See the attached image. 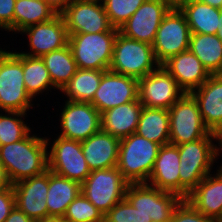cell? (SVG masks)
<instances>
[{
	"label": "cell",
	"instance_id": "cell-1",
	"mask_svg": "<svg viewBox=\"0 0 222 222\" xmlns=\"http://www.w3.org/2000/svg\"><path fill=\"white\" fill-rule=\"evenodd\" d=\"M48 141L29 133L22 140L0 146V163L11 185L48 170Z\"/></svg>",
	"mask_w": 222,
	"mask_h": 222
},
{
	"label": "cell",
	"instance_id": "cell-2",
	"mask_svg": "<svg viewBox=\"0 0 222 222\" xmlns=\"http://www.w3.org/2000/svg\"><path fill=\"white\" fill-rule=\"evenodd\" d=\"M212 139L217 141L218 135L211 132L197 141L178 145L181 198L186 199L190 192L210 174L214 160L216 161L221 153Z\"/></svg>",
	"mask_w": 222,
	"mask_h": 222
},
{
	"label": "cell",
	"instance_id": "cell-3",
	"mask_svg": "<svg viewBox=\"0 0 222 222\" xmlns=\"http://www.w3.org/2000/svg\"><path fill=\"white\" fill-rule=\"evenodd\" d=\"M125 199L134 207L135 222H171L174 210L183 200L147 183H129Z\"/></svg>",
	"mask_w": 222,
	"mask_h": 222
},
{
	"label": "cell",
	"instance_id": "cell-4",
	"mask_svg": "<svg viewBox=\"0 0 222 222\" xmlns=\"http://www.w3.org/2000/svg\"><path fill=\"white\" fill-rule=\"evenodd\" d=\"M161 146L137 133L120 139L117 168L128 183H147Z\"/></svg>",
	"mask_w": 222,
	"mask_h": 222
},
{
	"label": "cell",
	"instance_id": "cell-5",
	"mask_svg": "<svg viewBox=\"0 0 222 222\" xmlns=\"http://www.w3.org/2000/svg\"><path fill=\"white\" fill-rule=\"evenodd\" d=\"M160 66L152 45L125 37L118 31L114 42L110 71L140 79Z\"/></svg>",
	"mask_w": 222,
	"mask_h": 222
},
{
	"label": "cell",
	"instance_id": "cell-6",
	"mask_svg": "<svg viewBox=\"0 0 222 222\" xmlns=\"http://www.w3.org/2000/svg\"><path fill=\"white\" fill-rule=\"evenodd\" d=\"M26 91L23 54L0 48V107L6 111L26 113L33 104Z\"/></svg>",
	"mask_w": 222,
	"mask_h": 222
},
{
	"label": "cell",
	"instance_id": "cell-7",
	"mask_svg": "<svg viewBox=\"0 0 222 222\" xmlns=\"http://www.w3.org/2000/svg\"><path fill=\"white\" fill-rule=\"evenodd\" d=\"M118 31L77 33L68 37L78 69L109 70Z\"/></svg>",
	"mask_w": 222,
	"mask_h": 222
},
{
	"label": "cell",
	"instance_id": "cell-8",
	"mask_svg": "<svg viewBox=\"0 0 222 222\" xmlns=\"http://www.w3.org/2000/svg\"><path fill=\"white\" fill-rule=\"evenodd\" d=\"M128 184L117 167L93 170L81 184V193L104 215L125 198Z\"/></svg>",
	"mask_w": 222,
	"mask_h": 222
},
{
	"label": "cell",
	"instance_id": "cell-9",
	"mask_svg": "<svg viewBox=\"0 0 222 222\" xmlns=\"http://www.w3.org/2000/svg\"><path fill=\"white\" fill-rule=\"evenodd\" d=\"M168 111L170 144L178 146L194 142L211 133L203 122L197 101L190 93H184Z\"/></svg>",
	"mask_w": 222,
	"mask_h": 222
},
{
	"label": "cell",
	"instance_id": "cell-10",
	"mask_svg": "<svg viewBox=\"0 0 222 222\" xmlns=\"http://www.w3.org/2000/svg\"><path fill=\"white\" fill-rule=\"evenodd\" d=\"M190 29L185 15L171 8L157 30L152 48L156 60L162 65L170 57L189 50Z\"/></svg>",
	"mask_w": 222,
	"mask_h": 222
},
{
	"label": "cell",
	"instance_id": "cell-11",
	"mask_svg": "<svg viewBox=\"0 0 222 222\" xmlns=\"http://www.w3.org/2000/svg\"><path fill=\"white\" fill-rule=\"evenodd\" d=\"M57 137L48 151V169L59 176L82 184L91 170L85 160L81 142Z\"/></svg>",
	"mask_w": 222,
	"mask_h": 222
},
{
	"label": "cell",
	"instance_id": "cell-12",
	"mask_svg": "<svg viewBox=\"0 0 222 222\" xmlns=\"http://www.w3.org/2000/svg\"><path fill=\"white\" fill-rule=\"evenodd\" d=\"M184 93L162 65L157 70L138 79V99L142 106L168 110Z\"/></svg>",
	"mask_w": 222,
	"mask_h": 222
},
{
	"label": "cell",
	"instance_id": "cell-13",
	"mask_svg": "<svg viewBox=\"0 0 222 222\" xmlns=\"http://www.w3.org/2000/svg\"><path fill=\"white\" fill-rule=\"evenodd\" d=\"M60 15L64 19L68 36L77 33L119 31L111 25L101 2L73 0Z\"/></svg>",
	"mask_w": 222,
	"mask_h": 222
},
{
	"label": "cell",
	"instance_id": "cell-14",
	"mask_svg": "<svg viewBox=\"0 0 222 222\" xmlns=\"http://www.w3.org/2000/svg\"><path fill=\"white\" fill-rule=\"evenodd\" d=\"M61 112L63 138L82 142L101 130V113L91 103L66 100Z\"/></svg>",
	"mask_w": 222,
	"mask_h": 222
},
{
	"label": "cell",
	"instance_id": "cell-15",
	"mask_svg": "<svg viewBox=\"0 0 222 222\" xmlns=\"http://www.w3.org/2000/svg\"><path fill=\"white\" fill-rule=\"evenodd\" d=\"M170 9L164 0H145L119 28V32L125 37L152 45L160 23Z\"/></svg>",
	"mask_w": 222,
	"mask_h": 222
},
{
	"label": "cell",
	"instance_id": "cell-16",
	"mask_svg": "<svg viewBox=\"0 0 222 222\" xmlns=\"http://www.w3.org/2000/svg\"><path fill=\"white\" fill-rule=\"evenodd\" d=\"M137 99L138 79L107 70L102 75L91 104L103 113L110 108Z\"/></svg>",
	"mask_w": 222,
	"mask_h": 222
},
{
	"label": "cell",
	"instance_id": "cell-17",
	"mask_svg": "<svg viewBox=\"0 0 222 222\" xmlns=\"http://www.w3.org/2000/svg\"><path fill=\"white\" fill-rule=\"evenodd\" d=\"M15 205L35 222L48 220V170L12 185Z\"/></svg>",
	"mask_w": 222,
	"mask_h": 222
},
{
	"label": "cell",
	"instance_id": "cell-18",
	"mask_svg": "<svg viewBox=\"0 0 222 222\" xmlns=\"http://www.w3.org/2000/svg\"><path fill=\"white\" fill-rule=\"evenodd\" d=\"M21 34L29 38V53L21 54L30 57H42L49 52L61 49L68 44V33L63 17L57 14L53 19L26 27Z\"/></svg>",
	"mask_w": 222,
	"mask_h": 222
},
{
	"label": "cell",
	"instance_id": "cell-19",
	"mask_svg": "<svg viewBox=\"0 0 222 222\" xmlns=\"http://www.w3.org/2000/svg\"><path fill=\"white\" fill-rule=\"evenodd\" d=\"M190 94L197 101L205 126L219 135L222 132V77L211 75Z\"/></svg>",
	"mask_w": 222,
	"mask_h": 222
},
{
	"label": "cell",
	"instance_id": "cell-20",
	"mask_svg": "<svg viewBox=\"0 0 222 222\" xmlns=\"http://www.w3.org/2000/svg\"><path fill=\"white\" fill-rule=\"evenodd\" d=\"M162 66L172 75L185 93L199 88L211 76L190 50L170 57Z\"/></svg>",
	"mask_w": 222,
	"mask_h": 222
},
{
	"label": "cell",
	"instance_id": "cell-21",
	"mask_svg": "<svg viewBox=\"0 0 222 222\" xmlns=\"http://www.w3.org/2000/svg\"><path fill=\"white\" fill-rule=\"evenodd\" d=\"M180 155L178 146L162 145L147 184L180 196ZM150 182V183H148Z\"/></svg>",
	"mask_w": 222,
	"mask_h": 222
},
{
	"label": "cell",
	"instance_id": "cell-22",
	"mask_svg": "<svg viewBox=\"0 0 222 222\" xmlns=\"http://www.w3.org/2000/svg\"><path fill=\"white\" fill-rule=\"evenodd\" d=\"M120 139L103 130L81 142L82 151L91 171L117 166Z\"/></svg>",
	"mask_w": 222,
	"mask_h": 222
},
{
	"label": "cell",
	"instance_id": "cell-23",
	"mask_svg": "<svg viewBox=\"0 0 222 222\" xmlns=\"http://www.w3.org/2000/svg\"><path fill=\"white\" fill-rule=\"evenodd\" d=\"M208 174L186 198L200 213L217 222L222 217V166Z\"/></svg>",
	"mask_w": 222,
	"mask_h": 222
},
{
	"label": "cell",
	"instance_id": "cell-24",
	"mask_svg": "<svg viewBox=\"0 0 222 222\" xmlns=\"http://www.w3.org/2000/svg\"><path fill=\"white\" fill-rule=\"evenodd\" d=\"M142 109L137 99L106 110L101 113V130L119 139L136 133Z\"/></svg>",
	"mask_w": 222,
	"mask_h": 222
},
{
	"label": "cell",
	"instance_id": "cell-25",
	"mask_svg": "<svg viewBox=\"0 0 222 222\" xmlns=\"http://www.w3.org/2000/svg\"><path fill=\"white\" fill-rule=\"evenodd\" d=\"M81 193V184L59 176L48 169V194L46 198L48 220L63 218L68 205Z\"/></svg>",
	"mask_w": 222,
	"mask_h": 222
},
{
	"label": "cell",
	"instance_id": "cell-26",
	"mask_svg": "<svg viewBox=\"0 0 222 222\" xmlns=\"http://www.w3.org/2000/svg\"><path fill=\"white\" fill-rule=\"evenodd\" d=\"M179 9L185 15L191 33L215 35L222 27V9L198 0L185 3Z\"/></svg>",
	"mask_w": 222,
	"mask_h": 222
},
{
	"label": "cell",
	"instance_id": "cell-27",
	"mask_svg": "<svg viewBox=\"0 0 222 222\" xmlns=\"http://www.w3.org/2000/svg\"><path fill=\"white\" fill-rule=\"evenodd\" d=\"M136 133L160 146L169 144V111L162 108L143 106Z\"/></svg>",
	"mask_w": 222,
	"mask_h": 222
},
{
	"label": "cell",
	"instance_id": "cell-28",
	"mask_svg": "<svg viewBox=\"0 0 222 222\" xmlns=\"http://www.w3.org/2000/svg\"><path fill=\"white\" fill-rule=\"evenodd\" d=\"M189 50L201 61L211 75L222 68V41L211 34L191 33Z\"/></svg>",
	"mask_w": 222,
	"mask_h": 222
},
{
	"label": "cell",
	"instance_id": "cell-29",
	"mask_svg": "<svg viewBox=\"0 0 222 222\" xmlns=\"http://www.w3.org/2000/svg\"><path fill=\"white\" fill-rule=\"evenodd\" d=\"M104 72L101 70L77 69L61 92L67 96V101L91 103Z\"/></svg>",
	"mask_w": 222,
	"mask_h": 222
},
{
	"label": "cell",
	"instance_id": "cell-30",
	"mask_svg": "<svg viewBox=\"0 0 222 222\" xmlns=\"http://www.w3.org/2000/svg\"><path fill=\"white\" fill-rule=\"evenodd\" d=\"M41 59L49 71L53 85L58 90H62L78 69L69 44L43 55Z\"/></svg>",
	"mask_w": 222,
	"mask_h": 222
},
{
	"label": "cell",
	"instance_id": "cell-31",
	"mask_svg": "<svg viewBox=\"0 0 222 222\" xmlns=\"http://www.w3.org/2000/svg\"><path fill=\"white\" fill-rule=\"evenodd\" d=\"M57 12L45 0H16L14 31L53 19Z\"/></svg>",
	"mask_w": 222,
	"mask_h": 222
},
{
	"label": "cell",
	"instance_id": "cell-32",
	"mask_svg": "<svg viewBox=\"0 0 222 222\" xmlns=\"http://www.w3.org/2000/svg\"><path fill=\"white\" fill-rule=\"evenodd\" d=\"M23 75L26 91L32 99L45 90L57 89L40 57H30L23 54Z\"/></svg>",
	"mask_w": 222,
	"mask_h": 222
},
{
	"label": "cell",
	"instance_id": "cell-33",
	"mask_svg": "<svg viewBox=\"0 0 222 222\" xmlns=\"http://www.w3.org/2000/svg\"><path fill=\"white\" fill-rule=\"evenodd\" d=\"M6 113L0 114V146L22 140L31 133L29 126L22 120L26 113L17 111H6Z\"/></svg>",
	"mask_w": 222,
	"mask_h": 222
},
{
	"label": "cell",
	"instance_id": "cell-34",
	"mask_svg": "<svg viewBox=\"0 0 222 222\" xmlns=\"http://www.w3.org/2000/svg\"><path fill=\"white\" fill-rule=\"evenodd\" d=\"M103 213L82 193L69 205L63 219L69 222H103Z\"/></svg>",
	"mask_w": 222,
	"mask_h": 222
},
{
	"label": "cell",
	"instance_id": "cell-35",
	"mask_svg": "<svg viewBox=\"0 0 222 222\" xmlns=\"http://www.w3.org/2000/svg\"><path fill=\"white\" fill-rule=\"evenodd\" d=\"M144 1L145 0H103L102 3L111 25L119 29Z\"/></svg>",
	"mask_w": 222,
	"mask_h": 222
},
{
	"label": "cell",
	"instance_id": "cell-36",
	"mask_svg": "<svg viewBox=\"0 0 222 222\" xmlns=\"http://www.w3.org/2000/svg\"><path fill=\"white\" fill-rule=\"evenodd\" d=\"M171 222H215L200 213L187 199H183L173 212Z\"/></svg>",
	"mask_w": 222,
	"mask_h": 222
},
{
	"label": "cell",
	"instance_id": "cell-37",
	"mask_svg": "<svg viewBox=\"0 0 222 222\" xmlns=\"http://www.w3.org/2000/svg\"><path fill=\"white\" fill-rule=\"evenodd\" d=\"M103 222H135L134 207L124 198L104 214Z\"/></svg>",
	"mask_w": 222,
	"mask_h": 222
},
{
	"label": "cell",
	"instance_id": "cell-38",
	"mask_svg": "<svg viewBox=\"0 0 222 222\" xmlns=\"http://www.w3.org/2000/svg\"><path fill=\"white\" fill-rule=\"evenodd\" d=\"M16 0H0V28L14 32V10Z\"/></svg>",
	"mask_w": 222,
	"mask_h": 222
},
{
	"label": "cell",
	"instance_id": "cell-39",
	"mask_svg": "<svg viewBox=\"0 0 222 222\" xmlns=\"http://www.w3.org/2000/svg\"><path fill=\"white\" fill-rule=\"evenodd\" d=\"M15 206L13 187L9 184L7 187L0 190V222L6 220Z\"/></svg>",
	"mask_w": 222,
	"mask_h": 222
},
{
	"label": "cell",
	"instance_id": "cell-40",
	"mask_svg": "<svg viewBox=\"0 0 222 222\" xmlns=\"http://www.w3.org/2000/svg\"><path fill=\"white\" fill-rule=\"evenodd\" d=\"M4 222H35L23 213L19 208H15L10 212L9 216Z\"/></svg>",
	"mask_w": 222,
	"mask_h": 222
},
{
	"label": "cell",
	"instance_id": "cell-41",
	"mask_svg": "<svg viewBox=\"0 0 222 222\" xmlns=\"http://www.w3.org/2000/svg\"><path fill=\"white\" fill-rule=\"evenodd\" d=\"M56 12L61 14L73 0H45Z\"/></svg>",
	"mask_w": 222,
	"mask_h": 222
},
{
	"label": "cell",
	"instance_id": "cell-42",
	"mask_svg": "<svg viewBox=\"0 0 222 222\" xmlns=\"http://www.w3.org/2000/svg\"><path fill=\"white\" fill-rule=\"evenodd\" d=\"M164 1L170 8L179 9L183 4L191 2L192 0H164Z\"/></svg>",
	"mask_w": 222,
	"mask_h": 222
},
{
	"label": "cell",
	"instance_id": "cell-43",
	"mask_svg": "<svg viewBox=\"0 0 222 222\" xmlns=\"http://www.w3.org/2000/svg\"><path fill=\"white\" fill-rule=\"evenodd\" d=\"M9 184L5 171L0 163V190L7 187Z\"/></svg>",
	"mask_w": 222,
	"mask_h": 222
},
{
	"label": "cell",
	"instance_id": "cell-44",
	"mask_svg": "<svg viewBox=\"0 0 222 222\" xmlns=\"http://www.w3.org/2000/svg\"><path fill=\"white\" fill-rule=\"evenodd\" d=\"M204 4H207L212 7L222 9V0H198Z\"/></svg>",
	"mask_w": 222,
	"mask_h": 222
},
{
	"label": "cell",
	"instance_id": "cell-45",
	"mask_svg": "<svg viewBox=\"0 0 222 222\" xmlns=\"http://www.w3.org/2000/svg\"><path fill=\"white\" fill-rule=\"evenodd\" d=\"M218 144L220 147L219 148V151H222V132L218 135Z\"/></svg>",
	"mask_w": 222,
	"mask_h": 222
},
{
	"label": "cell",
	"instance_id": "cell-46",
	"mask_svg": "<svg viewBox=\"0 0 222 222\" xmlns=\"http://www.w3.org/2000/svg\"><path fill=\"white\" fill-rule=\"evenodd\" d=\"M217 36H218V38L222 41V27L221 28H219V30H218V32H217V34H216Z\"/></svg>",
	"mask_w": 222,
	"mask_h": 222
},
{
	"label": "cell",
	"instance_id": "cell-47",
	"mask_svg": "<svg viewBox=\"0 0 222 222\" xmlns=\"http://www.w3.org/2000/svg\"><path fill=\"white\" fill-rule=\"evenodd\" d=\"M42 222H59V218L50 219V220H45V221H42Z\"/></svg>",
	"mask_w": 222,
	"mask_h": 222
},
{
	"label": "cell",
	"instance_id": "cell-48",
	"mask_svg": "<svg viewBox=\"0 0 222 222\" xmlns=\"http://www.w3.org/2000/svg\"><path fill=\"white\" fill-rule=\"evenodd\" d=\"M80 1H90V2H103V0H80Z\"/></svg>",
	"mask_w": 222,
	"mask_h": 222
},
{
	"label": "cell",
	"instance_id": "cell-49",
	"mask_svg": "<svg viewBox=\"0 0 222 222\" xmlns=\"http://www.w3.org/2000/svg\"><path fill=\"white\" fill-rule=\"evenodd\" d=\"M59 222H69V221H66L63 218H59Z\"/></svg>",
	"mask_w": 222,
	"mask_h": 222
},
{
	"label": "cell",
	"instance_id": "cell-50",
	"mask_svg": "<svg viewBox=\"0 0 222 222\" xmlns=\"http://www.w3.org/2000/svg\"><path fill=\"white\" fill-rule=\"evenodd\" d=\"M217 75L222 77V68H221L220 72Z\"/></svg>",
	"mask_w": 222,
	"mask_h": 222
}]
</instances>
